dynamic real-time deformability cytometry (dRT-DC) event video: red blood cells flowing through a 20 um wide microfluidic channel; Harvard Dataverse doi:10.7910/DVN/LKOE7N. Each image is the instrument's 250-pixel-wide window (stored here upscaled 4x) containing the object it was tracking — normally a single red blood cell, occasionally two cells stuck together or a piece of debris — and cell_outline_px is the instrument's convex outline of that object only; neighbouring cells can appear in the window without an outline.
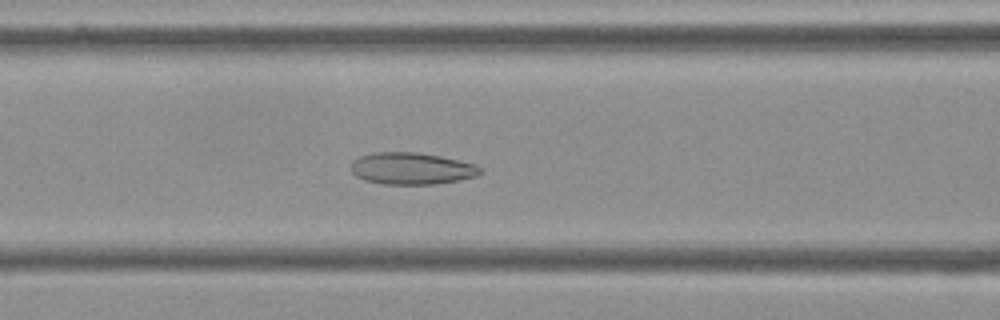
{"species": "Egyptian fruit bat (a non-hibernating species)", "species_latin": "Rousettus aegyptiacus", "temperature_condition": "cold", "stored_images_in_passage": 56, "camera_frame_rate_fps": 3000, "um_per_image_px": 0.085, "frame": {"image": 1, "passage_image": 23, "time_ms": 7.333, "image_size_px": [1000, 320], "cell_outline_px": [[484, 172], [476, 176], [456, 180], [432, 184], [384, 184], [364, 180], [356, 176], [352, 172], [352, 160], [360, 156], [372, 152], [416, 152], [440, 156], [476, 164], [484, 168]], "centroid_in_image_um": [35.0, 14.31], "position_along_channel_um": 131.6, "area_um2": 24.04}}
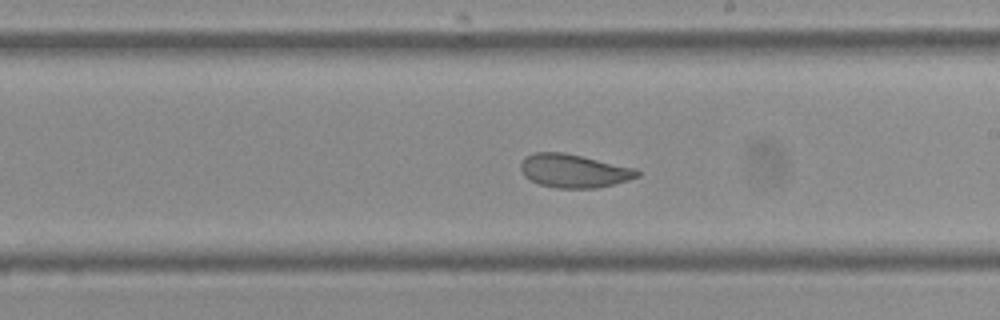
{"frame": {"image": 2, "passage_image": 32, "time_ms": 10.333, "image_size_px": [1000, 320], "cell_outline_px": [[640, 176], [628, 180], [596, 188], [556, 188], [540, 184], [524, 176], [520, 168], [520, 164], [532, 152], [564, 152], [636, 168], [640, 172]], "centroid_in_image_um": [48.79, 14.52], "position_along_channel_um": 240.2, "area_um2": 22.6}}
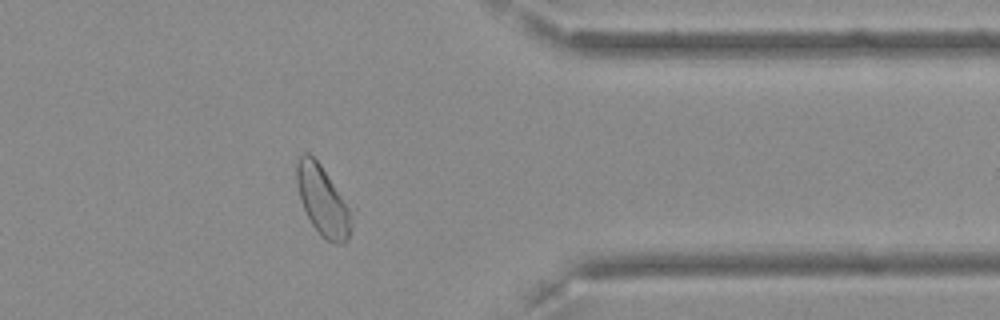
{"frame": {"image": 3, "passage_image": 45, "time_ms": 14.667, "image_size_px": [1000, 320], "cell_outline_px": [[356, 208], [348, 240], [344, 244], [336, 244], [324, 240], [320, 236], [312, 224], [300, 200], [296, 184], [296, 164], [300, 156], [304, 152], [308, 152], [320, 164], [356, 204]], "centroid_in_image_um": [27.56, 17.07], "position_along_channel_um": 383.8, "area_um2": 24.1}, "authors_computed_cell_mechanics": {"area_um2": 25.3453, "velocity_mm_per_s": 3.6255, "shape_relaxation_time_tau1_ms": 11.3222, "shape_relaxation_time_tau2_ms": 1.5289, "deformation_change_tau1": 0.1716, "deformation_change_tau2": 0.0796}}